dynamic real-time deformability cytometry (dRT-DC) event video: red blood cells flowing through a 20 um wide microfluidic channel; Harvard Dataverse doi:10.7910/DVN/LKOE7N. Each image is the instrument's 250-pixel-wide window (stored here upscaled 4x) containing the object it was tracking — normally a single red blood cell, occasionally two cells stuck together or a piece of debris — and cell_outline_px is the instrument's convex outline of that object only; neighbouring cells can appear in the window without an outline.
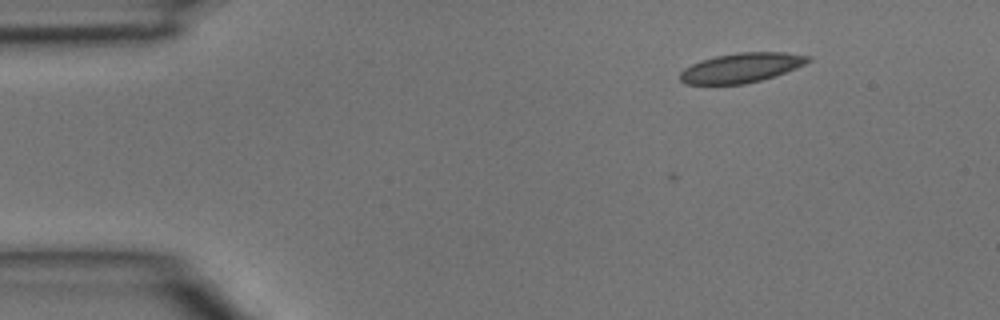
{"species": "common noctule bat (a hibernating species)", "species_latin": "Nyctalus noctula", "temperature_condition": "room temperature", "stored_images_in_passage": 3, "camera_frame_rate_fps": 3000, "um_per_image_px": 0.085, "animal": {"sex": "male", "body_mass_g": 15.6}, "frame": {"image": 1, "passage_image": 3, "time_ms": 0.667, "image_size_px": [1000, 320], "cell_outline_px": [[812, 60], [796, 68], [760, 80], [744, 84], [684, 84], [680, 80], [680, 72], [684, 68], [700, 60], [716, 56], [736, 52], [784, 52], [812, 56]], "centroid_in_image_um": [63.0, 5.75], "position_along_channel_um": 22.0, "area_um2": 22.02}}